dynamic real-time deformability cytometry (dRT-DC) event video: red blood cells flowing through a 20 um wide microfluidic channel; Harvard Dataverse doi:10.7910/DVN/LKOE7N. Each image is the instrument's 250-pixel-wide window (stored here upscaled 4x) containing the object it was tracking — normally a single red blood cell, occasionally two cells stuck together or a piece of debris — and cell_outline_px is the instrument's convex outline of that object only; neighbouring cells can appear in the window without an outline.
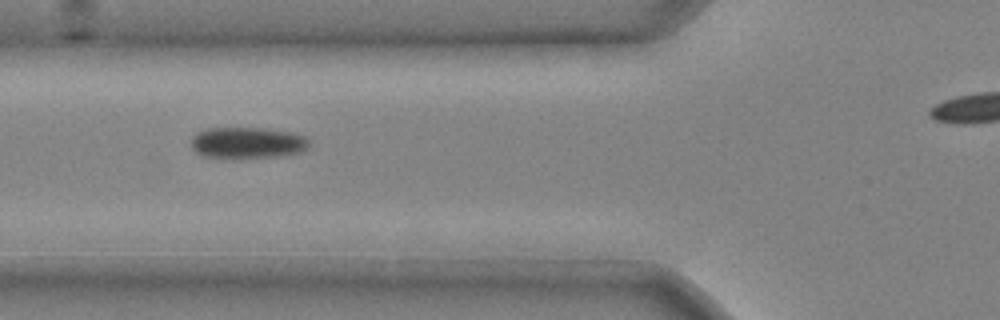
{"species": "common noctule bat (a hibernating species)", "species_latin": "Nyctalus noctula", "temperature_condition": "cold", "stored_images_in_passage": 7, "segment_of_instrument_passage": [1, 2], "camera_frame_rate_fps": 3000, "um_per_image_px": 0.085, "animal": {"sex": "male", "body_mass_g": 20.4}, "frame": {"image": 1, "passage_image": 4, "time_ms": 1.0, "image_size_px": [1000, 320], "cell_outline_px": [[308, 148], [300, 152], [276, 156], [240, 160], [224, 160], [200, 156], [192, 148], [192, 136], [196, 132], [208, 128], [264, 128], [292, 132], [304, 136], [308, 140]], "centroid_in_image_um": [20.96, 12.17], "position_along_channel_um": 104.8, "area_um2": 22.31}}
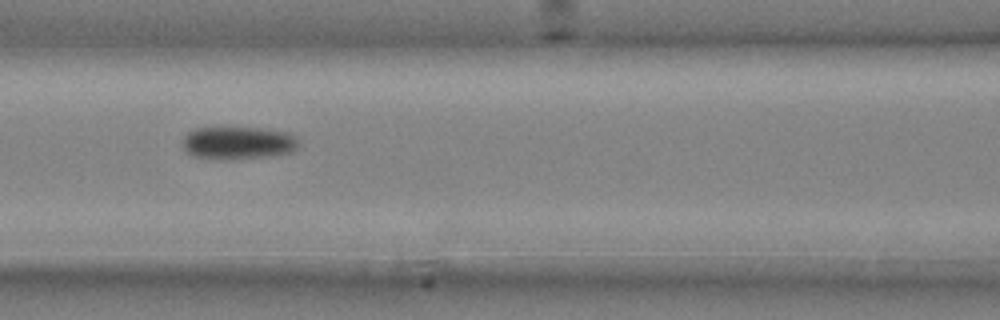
{"frame": {"image": 2, "passage_image": 5, "time_ms": 1.333, "image_size_px": [1000, 320], "cell_outline_px": [[300, 144], [292, 152], [272, 156], [224, 160], [192, 156], [184, 148], [184, 136], [188, 132], [196, 128], [228, 124], [268, 128], [288, 132], [296, 136]], "centroid_in_image_um": [20.26, 12.09], "position_along_channel_um": 146.3, "area_um2": 23.41}}
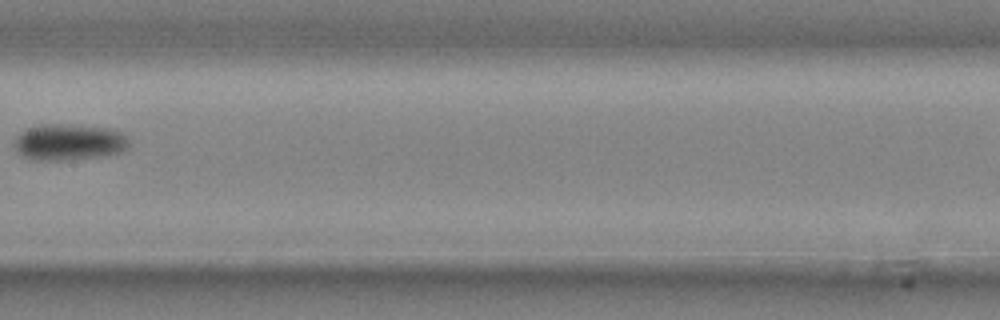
{"frame": {"image": 3, "passage_image": 6, "time_ms": 1.667, "image_size_px": [1000, 320], "cell_outline_px": [[128, 148], [120, 152], [100, 156], [68, 160], [36, 160], [24, 156], [16, 152], [12, 144], [16, 136], [20, 132], [28, 128], [40, 124], [60, 124], [108, 128], [124, 132], [128, 140]], "centroid_in_image_um": [5.83, 12.08], "position_along_channel_um": 201.6, "area_um2": 24.39}}